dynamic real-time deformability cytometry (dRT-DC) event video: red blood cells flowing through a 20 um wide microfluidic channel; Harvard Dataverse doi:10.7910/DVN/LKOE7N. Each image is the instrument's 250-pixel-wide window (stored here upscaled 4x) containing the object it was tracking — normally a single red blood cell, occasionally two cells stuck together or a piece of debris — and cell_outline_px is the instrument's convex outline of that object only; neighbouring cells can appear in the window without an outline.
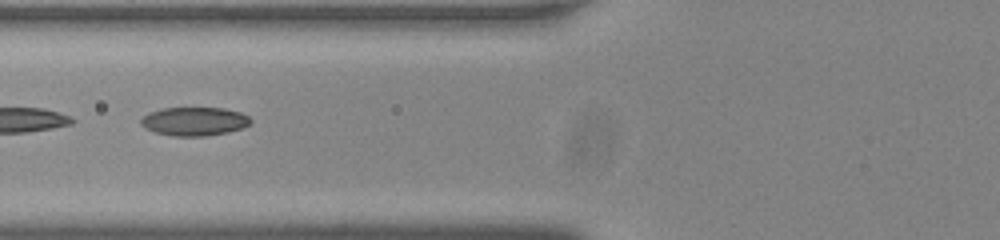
{"species": "common noctule bat (a hibernating species)", "species_latin": "Nyctalus noctula", "temperature_condition": "room temperature", "stored_images_in_passage": 19, "camera_frame_rate_fps": 3000, "um_per_image_px": 0.085, "animal": {"sex": "male", "body_mass_g": 20.0, "forearm_length_mm": 53.3}, "frame": {"image": 1, "passage_image": 4, "time_ms": 1.0, "image_size_px": [1000, 240], "cell_outline_px": [[252, 120], [244, 128], [228, 132], [204, 136], [172, 136], [156, 132], [144, 128], [140, 124], [140, 120], [148, 112], [164, 108], [224, 108], [240, 112], [248, 116]], "centroid_in_image_um": [16.51, 10.32], "position_along_channel_um": 109.3, "area_um2": 18.32}}